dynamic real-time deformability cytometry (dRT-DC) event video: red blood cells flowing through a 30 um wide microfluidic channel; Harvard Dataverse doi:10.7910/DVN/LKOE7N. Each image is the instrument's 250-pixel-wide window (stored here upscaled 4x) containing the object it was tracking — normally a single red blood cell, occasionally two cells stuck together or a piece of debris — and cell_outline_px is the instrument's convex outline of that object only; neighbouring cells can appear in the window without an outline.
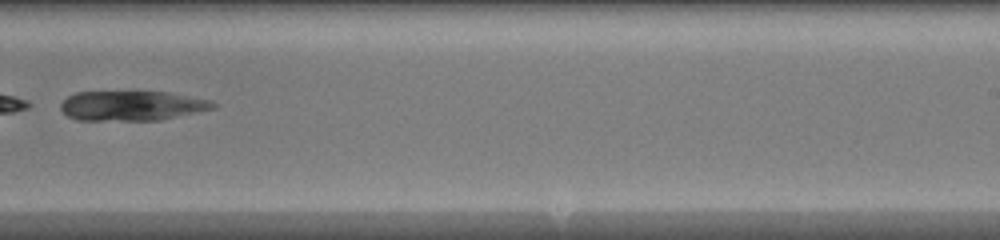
{"species": "common noctule bat (a hibernating species)", "species_latin": "Nyctalus noctula", "temperature_condition": "warm", "stored_images_in_passage": 41, "camera_frame_rate_fps": 3000, "um_per_image_px": 0.085, "animal": {"sex": "female", "body_mass_g": 20.0, "forearm_length_mm": 54.0}, "frame": {"image": 1, "passage_image": 29, "time_ms": 9.333, "image_size_px": [1000, 240], "cell_outline_px": [[216, 108], [160, 120], [76, 120], [68, 116], [60, 108], [60, 104], [68, 96], [76, 92], [136, 88], [168, 92], [212, 100], [216, 104]], "centroid_in_image_um": [11.2, 8.93], "position_along_channel_um": 277.8, "area_um2": 27.74}}